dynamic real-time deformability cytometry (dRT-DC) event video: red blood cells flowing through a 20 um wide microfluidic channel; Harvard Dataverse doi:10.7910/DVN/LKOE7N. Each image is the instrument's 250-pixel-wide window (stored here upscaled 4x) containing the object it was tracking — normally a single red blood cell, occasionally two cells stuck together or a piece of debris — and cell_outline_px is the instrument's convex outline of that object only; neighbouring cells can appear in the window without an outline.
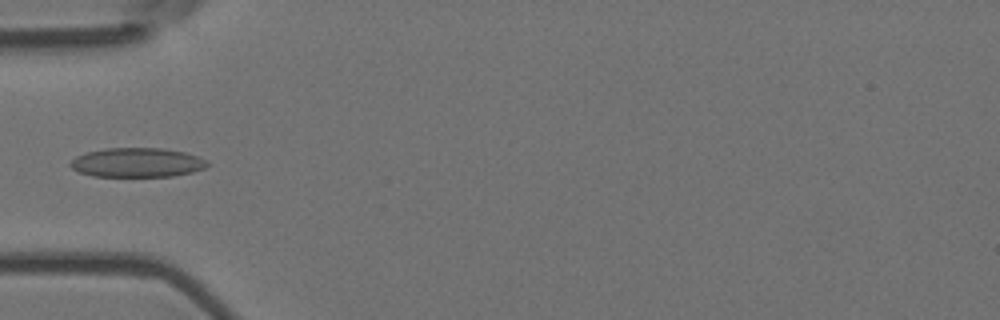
{"species": "Egyptian fruit bat (a non-hibernating species)", "species_latin": "Rousettus aegyptiacus", "temperature_condition": "room temperature", "stored_images_in_passage": 6, "camera_frame_rate_fps": 3000, "um_per_image_px": 0.085, "animal": {"sex": "female"}, "frame": {"image": 1, "passage_image": 5, "time_ms": 1.333, "image_size_px": [1000, 320], "cell_outline_px": [[208, 164], [204, 168], [192, 172], [172, 176], [92, 176], [80, 172], [72, 168], [68, 164], [76, 156], [84, 152], [104, 148], [164, 148], [184, 152], [208, 160]], "centroid_in_image_um": [11.63, 13.8], "position_along_channel_um": 73.4, "area_um2": 23.41}}
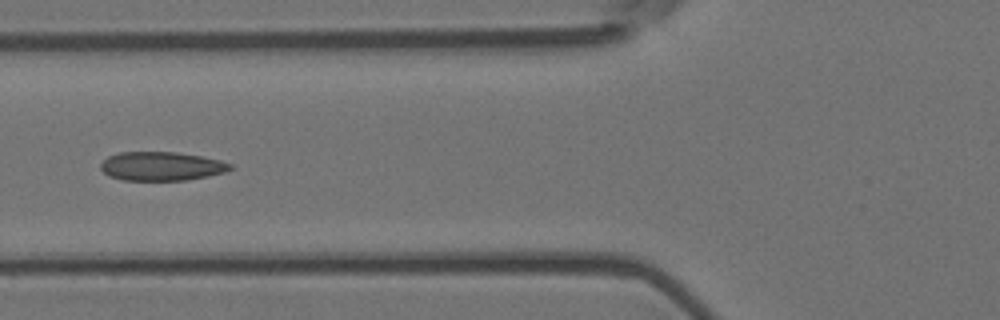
{"frame": {"image": 2, "passage_image": 6, "time_ms": 1.667, "image_size_px": [1000, 320], "cell_outline_px": [[232, 168], [224, 172], [208, 176], [184, 180], [124, 180], [108, 176], [100, 168], [100, 164], [108, 156], [120, 152], [176, 152], [200, 156], [220, 160], [232, 164]], "centroid_in_image_um": [13.7, 14.12], "position_along_channel_um": 112.1, "area_um2": 21.68}}